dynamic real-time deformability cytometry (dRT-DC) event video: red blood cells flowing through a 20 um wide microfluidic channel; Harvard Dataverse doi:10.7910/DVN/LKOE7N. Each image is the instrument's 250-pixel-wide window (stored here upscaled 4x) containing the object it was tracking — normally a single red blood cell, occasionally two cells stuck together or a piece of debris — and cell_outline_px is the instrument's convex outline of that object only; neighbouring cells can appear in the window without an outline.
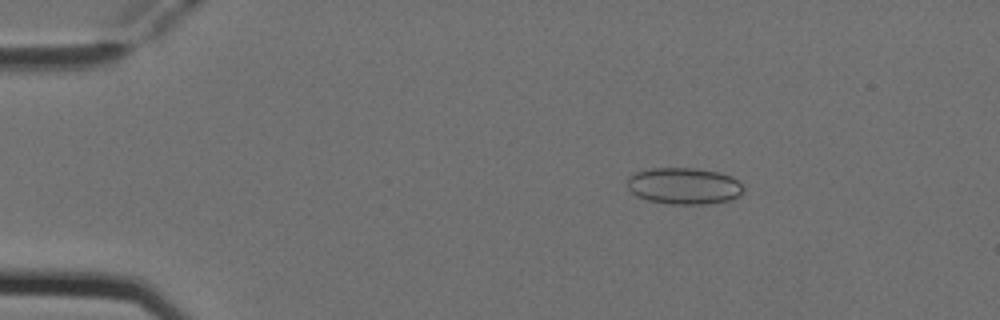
{"species": "Egyptian fruit bat (a non-hibernating species)", "species_latin": "Rousettus aegyptiacus", "temperature_condition": "cold", "stored_images_in_passage": 4, "camera_frame_rate_fps": 3000, "um_per_image_px": 0.085, "animal": {"sex": "female"}, "frame": {"image": 1, "passage_image": 2, "time_ms": 0.333, "image_size_px": [1000, 320], "cell_outline_px": [[744, 192], [740, 196], [732, 200], [708, 204], [672, 204], [648, 200], [636, 196], [628, 188], [628, 176], [636, 172], [652, 168], [696, 168], [720, 172], [732, 176], [744, 184]], "centroid_in_image_um": [58.2, 15.8], "position_along_channel_um": 26.8, "area_um2": 25.14}}